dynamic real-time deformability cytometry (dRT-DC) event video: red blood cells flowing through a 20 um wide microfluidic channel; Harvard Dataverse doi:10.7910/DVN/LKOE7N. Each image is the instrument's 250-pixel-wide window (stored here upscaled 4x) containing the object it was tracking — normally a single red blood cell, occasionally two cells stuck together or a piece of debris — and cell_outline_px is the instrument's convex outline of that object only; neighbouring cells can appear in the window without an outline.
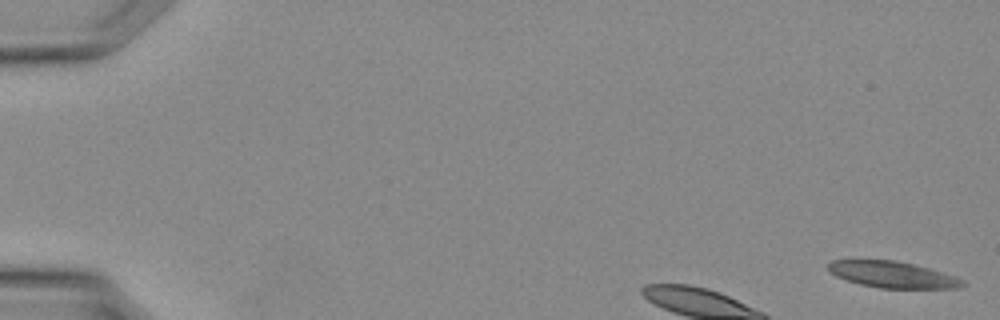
{"species": "Egyptian fruit bat (a non-hibernating species)", "species_latin": "Rousettus aegyptiacus", "temperature_condition": "warm", "stored_images_in_passage": 5, "camera_frame_rate_fps": 3000, "um_per_image_px": 0.085, "animal": {"sex": "female"}, "frame": {"image": 1, "passage_image": 1, "time_ms": 0.0, "image_size_px": [1000, 320], "cell_outline_px": [[968, 284], [960, 288], [880, 288], [860, 284], [836, 276], [828, 268], [828, 264], [832, 260], [896, 260], [928, 268], [956, 276], [964, 280]], "centroid_in_image_um": [75.93, 23.34], "position_along_channel_um": 9.1, "area_um2": 20.52}}